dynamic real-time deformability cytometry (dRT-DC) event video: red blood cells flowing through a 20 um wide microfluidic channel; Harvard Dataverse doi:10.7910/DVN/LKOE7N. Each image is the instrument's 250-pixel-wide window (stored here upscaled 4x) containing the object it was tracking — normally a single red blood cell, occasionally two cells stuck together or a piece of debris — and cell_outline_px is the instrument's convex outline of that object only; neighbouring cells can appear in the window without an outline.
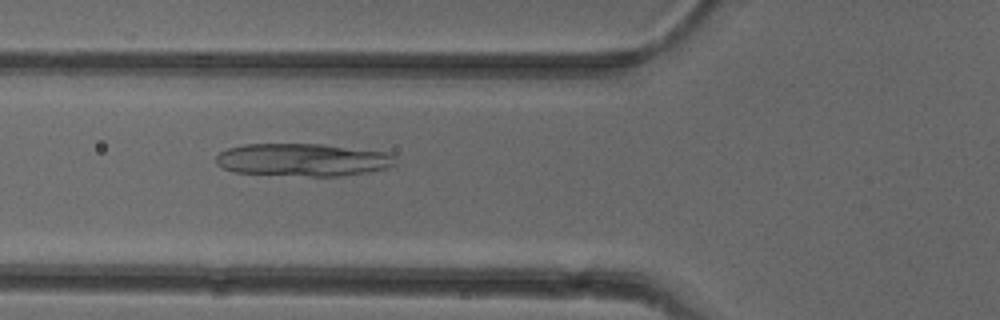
{"species": "common noctule bat (a hibernating species)", "species_latin": "Nyctalus noctula", "temperature_condition": "cold", "stored_images_in_passage": 45, "camera_frame_rate_fps": 3000, "um_per_image_px": 0.085, "animal": {"sex": "female"}, "frame": {"image": 1, "passage_image": 19, "time_ms": 6.0, "image_size_px": [1000, 320], "cell_outline_px": [[396, 164], [384, 168], [368, 172], [340, 176], [312, 176], [232, 172], [216, 164], [216, 156], [220, 152], [228, 148], [244, 144], [324, 144], [388, 152], [396, 156]], "centroid_in_image_um": [25.75, 13.57], "position_along_channel_um": 100.0, "area_um2": 34.28}}
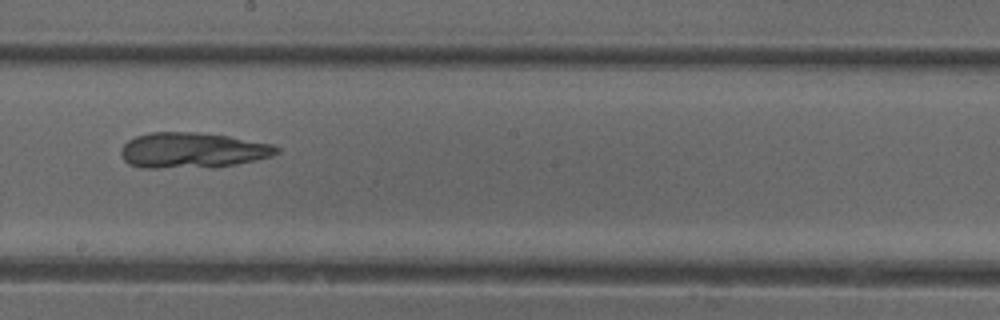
{"frame": {"image": 2, "passage_image": 29, "time_ms": 9.333, "image_size_px": [1000, 320], "cell_outline_px": [[280, 152], [272, 156], [236, 164], [156, 168], [140, 168], [128, 164], [124, 160], [120, 152], [120, 148], [128, 140], [136, 136], [152, 132], [196, 132], [228, 136], [272, 144], [280, 148]], "centroid_in_image_um": [16.32, 12.76], "position_along_channel_um": 231.9, "area_um2": 31.79}}
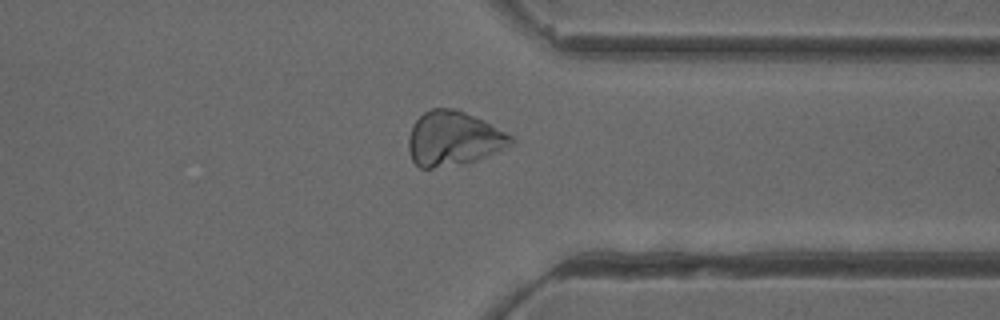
{"frame": {"image": 3, "passage_image": 40, "time_ms": 13.0, "image_size_px": [1000, 320], "cell_outline_px": [[516, 140], [512, 144], [476, 160], [432, 168], [420, 168], [412, 160], [408, 152], [408, 136], [412, 124], [424, 112], [432, 108], [456, 108], [484, 120], [512, 136]], "centroid_in_image_um": [38.5, 11.75], "position_along_channel_um": 372.9, "area_um2": 32.31}}